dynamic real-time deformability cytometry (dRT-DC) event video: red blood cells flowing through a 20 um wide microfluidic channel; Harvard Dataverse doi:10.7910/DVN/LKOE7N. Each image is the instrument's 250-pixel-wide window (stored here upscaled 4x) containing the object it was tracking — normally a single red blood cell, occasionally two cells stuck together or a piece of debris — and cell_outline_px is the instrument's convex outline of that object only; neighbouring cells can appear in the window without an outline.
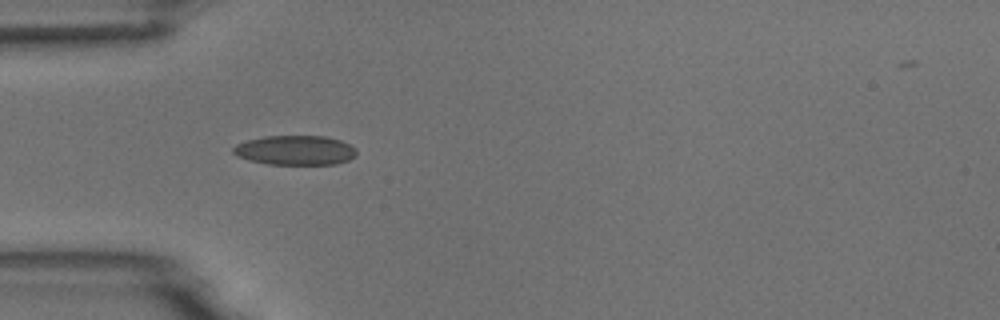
{"species": "common noctule bat (a hibernating species)", "species_latin": "Nyctalus noctula", "temperature_condition": "room temperature", "stored_images_in_passage": 4, "camera_frame_rate_fps": 3000, "um_per_image_px": 0.085, "animal": {"sex": "male", "body_mass_g": 18.8}, "frame": {"image": 1, "passage_image": 3, "time_ms": 2.333, "image_size_px": [1000, 320], "cell_outline_px": [[356, 156], [348, 160], [336, 164], [268, 164], [248, 160], [236, 156], [232, 152], [232, 148], [236, 144], [248, 140], [264, 136], [324, 136], [340, 140], [356, 148]], "centroid_in_image_um": [25.07, 12.77], "position_along_channel_um": 59.9, "area_um2": 21.27}}